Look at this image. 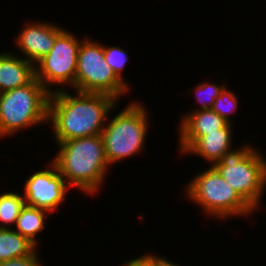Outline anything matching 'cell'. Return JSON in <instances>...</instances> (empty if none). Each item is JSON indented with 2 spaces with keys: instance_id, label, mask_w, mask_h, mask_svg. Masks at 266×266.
I'll return each instance as SVG.
<instances>
[{
  "instance_id": "obj_1",
  "label": "cell",
  "mask_w": 266,
  "mask_h": 266,
  "mask_svg": "<svg viewBox=\"0 0 266 266\" xmlns=\"http://www.w3.org/2000/svg\"><path fill=\"white\" fill-rule=\"evenodd\" d=\"M69 90L49 96L48 128L53 142L100 135L110 112L121 106L120 101L108 94Z\"/></svg>"
},
{
  "instance_id": "obj_2",
  "label": "cell",
  "mask_w": 266,
  "mask_h": 266,
  "mask_svg": "<svg viewBox=\"0 0 266 266\" xmlns=\"http://www.w3.org/2000/svg\"><path fill=\"white\" fill-rule=\"evenodd\" d=\"M55 143L57 152L51 160L68 186L88 196L97 195L111 169L101 134Z\"/></svg>"
},
{
  "instance_id": "obj_3",
  "label": "cell",
  "mask_w": 266,
  "mask_h": 266,
  "mask_svg": "<svg viewBox=\"0 0 266 266\" xmlns=\"http://www.w3.org/2000/svg\"><path fill=\"white\" fill-rule=\"evenodd\" d=\"M201 171L192 176L183 191L189 202L201 208L202 215L224 222L241 216L249 219L257 213L213 166Z\"/></svg>"
},
{
  "instance_id": "obj_4",
  "label": "cell",
  "mask_w": 266,
  "mask_h": 266,
  "mask_svg": "<svg viewBox=\"0 0 266 266\" xmlns=\"http://www.w3.org/2000/svg\"><path fill=\"white\" fill-rule=\"evenodd\" d=\"M121 110L113 116V112H110L101 133L105 155L111 168L112 165L144 152L151 126V115L145 103L135 99Z\"/></svg>"
},
{
  "instance_id": "obj_5",
  "label": "cell",
  "mask_w": 266,
  "mask_h": 266,
  "mask_svg": "<svg viewBox=\"0 0 266 266\" xmlns=\"http://www.w3.org/2000/svg\"><path fill=\"white\" fill-rule=\"evenodd\" d=\"M251 141L225 153L213 167L256 211L263 207L266 191L265 153Z\"/></svg>"
},
{
  "instance_id": "obj_6",
  "label": "cell",
  "mask_w": 266,
  "mask_h": 266,
  "mask_svg": "<svg viewBox=\"0 0 266 266\" xmlns=\"http://www.w3.org/2000/svg\"><path fill=\"white\" fill-rule=\"evenodd\" d=\"M49 96L35 77L22 87L0 93V139L48 124Z\"/></svg>"
},
{
  "instance_id": "obj_7",
  "label": "cell",
  "mask_w": 266,
  "mask_h": 266,
  "mask_svg": "<svg viewBox=\"0 0 266 266\" xmlns=\"http://www.w3.org/2000/svg\"><path fill=\"white\" fill-rule=\"evenodd\" d=\"M75 90L108 94L121 101L132 89L105 62L104 43L84 36L78 51Z\"/></svg>"
},
{
  "instance_id": "obj_8",
  "label": "cell",
  "mask_w": 266,
  "mask_h": 266,
  "mask_svg": "<svg viewBox=\"0 0 266 266\" xmlns=\"http://www.w3.org/2000/svg\"><path fill=\"white\" fill-rule=\"evenodd\" d=\"M74 31L64 29L52 49L35 65V78L50 92L75 90L78 51L81 41ZM57 86V87H56Z\"/></svg>"
},
{
  "instance_id": "obj_9",
  "label": "cell",
  "mask_w": 266,
  "mask_h": 266,
  "mask_svg": "<svg viewBox=\"0 0 266 266\" xmlns=\"http://www.w3.org/2000/svg\"><path fill=\"white\" fill-rule=\"evenodd\" d=\"M45 167L31 172L23 182L21 188L25 204L28 206L43 209L51 213L58 211L60 206L65 204L71 188L59 173L57 166L50 159Z\"/></svg>"
},
{
  "instance_id": "obj_10",
  "label": "cell",
  "mask_w": 266,
  "mask_h": 266,
  "mask_svg": "<svg viewBox=\"0 0 266 266\" xmlns=\"http://www.w3.org/2000/svg\"><path fill=\"white\" fill-rule=\"evenodd\" d=\"M22 29V30H21ZM64 27L48 21L25 22L13 40L17 48L15 54L35 65L52 49L56 37ZM20 52V53H19Z\"/></svg>"
},
{
  "instance_id": "obj_11",
  "label": "cell",
  "mask_w": 266,
  "mask_h": 266,
  "mask_svg": "<svg viewBox=\"0 0 266 266\" xmlns=\"http://www.w3.org/2000/svg\"><path fill=\"white\" fill-rule=\"evenodd\" d=\"M229 123L221 118L212 109L182 113L178 122V150L179 156L199 138L221 128H225ZM181 154V155H180Z\"/></svg>"
},
{
  "instance_id": "obj_12",
  "label": "cell",
  "mask_w": 266,
  "mask_h": 266,
  "mask_svg": "<svg viewBox=\"0 0 266 266\" xmlns=\"http://www.w3.org/2000/svg\"><path fill=\"white\" fill-rule=\"evenodd\" d=\"M233 127L235 126L229 123L225 128L207 132L206 135L199 137L182 156L191 155L197 158L201 156L200 159L205 160L208 166H213L225 153L236 148L233 142L235 139Z\"/></svg>"
},
{
  "instance_id": "obj_13",
  "label": "cell",
  "mask_w": 266,
  "mask_h": 266,
  "mask_svg": "<svg viewBox=\"0 0 266 266\" xmlns=\"http://www.w3.org/2000/svg\"><path fill=\"white\" fill-rule=\"evenodd\" d=\"M35 77L34 65L21 56L0 51V93L28 84Z\"/></svg>"
},
{
  "instance_id": "obj_14",
  "label": "cell",
  "mask_w": 266,
  "mask_h": 266,
  "mask_svg": "<svg viewBox=\"0 0 266 266\" xmlns=\"http://www.w3.org/2000/svg\"><path fill=\"white\" fill-rule=\"evenodd\" d=\"M49 215H52L46 210L39 209L36 207L25 206L21 209L20 215L18 216L14 230L19 232L23 237L27 238L32 242L38 249L40 239L38 236L44 232L47 228V218H50Z\"/></svg>"
},
{
  "instance_id": "obj_15",
  "label": "cell",
  "mask_w": 266,
  "mask_h": 266,
  "mask_svg": "<svg viewBox=\"0 0 266 266\" xmlns=\"http://www.w3.org/2000/svg\"><path fill=\"white\" fill-rule=\"evenodd\" d=\"M37 249L13 228H0V262L31 255Z\"/></svg>"
},
{
  "instance_id": "obj_16",
  "label": "cell",
  "mask_w": 266,
  "mask_h": 266,
  "mask_svg": "<svg viewBox=\"0 0 266 266\" xmlns=\"http://www.w3.org/2000/svg\"><path fill=\"white\" fill-rule=\"evenodd\" d=\"M24 206L21 191H0V228H13Z\"/></svg>"
},
{
  "instance_id": "obj_17",
  "label": "cell",
  "mask_w": 266,
  "mask_h": 266,
  "mask_svg": "<svg viewBox=\"0 0 266 266\" xmlns=\"http://www.w3.org/2000/svg\"><path fill=\"white\" fill-rule=\"evenodd\" d=\"M221 83L222 82H220V84L218 85L213 81L210 82L207 79L205 81L204 79L201 83H197L198 85L196 84L194 89H189L188 92H186L188 93L187 96L192 92V94H194V100H197L195 102L199 105L196 106V108L194 107V109H192L191 111L189 110L187 112L211 109L214 105L215 99L220 95L221 91L227 85L224 82L222 84Z\"/></svg>"
},
{
  "instance_id": "obj_18",
  "label": "cell",
  "mask_w": 266,
  "mask_h": 266,
  "mask_svg": "<svg viewBox=\"0 0 266 266\" xmlns=\"http://www.w3.org/2000/svg\"><path fill=\"white\" fill-rule=\"evenodd\" d=\"M232 88H228V85L224 87L220 95L215 99L214 105L211 108L221 118L225 119L228 123L234 124V114L238 111L239 100ZM233 115V117H231Z\"/></svg>"
},
{
  "instance_id": "obj_19",
  "label": "cell",
  "mask_w": 266,
  "mask_h": 266,
  "mask_svg": "<svg viewBox=\"0 0 266 266\" xmlns=\"http://www.w3.org/2000/svg\"><path fill=\"white\" fill-rule=\"evenodd\" d=\"M127 53L128 52L119 45L116 46L111 44V46H109L104 44L105 62L111 67L115 74L131 88L130 82L126 81V78L123 76L125 74L123 72H125L124 69H126L127 62L130 60Z\"/></svg>"
},
{
  "instance_id": "obj_20",
  "label": "cell",
  "mask_w": 266,
  "mask_h": 266,
  "mask_svg": "<svg viewBox=\"0 0 266 266\" xmlns=\"http://www.w3.org/2000/svg\"><path fill=\"white\" fill-rule=\"evenodd\" d=\"M41 255L42 254H40V251L37 249L31 255L0 262V266H44Z\"/></svg>"
},
{
  "instance_id": "obj_21",
  "label": "cell",
  "mask_w": 266,
  "mask_h": 266,
  "mask_svg": "<svg viewBox=\"0 0 266 266\" xmlns=\"http://www.w3.org/2000/svg\"><path fill=\"white\" fill-rule=\"evenodd\" d=\"M121 266H158V254L148 251L143 255L132 257Z\"/></svg>"
},
{
  "instance_id": "obj_22",
  "label": "cell",
  "mask_w": 266,
  "mask_h": 266,
  "mask_svg": "<svg viewBox=\"0 0 266 266\" xmlns=\"http://www.w3.org/2000/svg\"><path fill=\"white\" fill-rule=\"evenodd\" d=\"M178 262H174L173 260H170L167 258V256H162L158 254V266H180L181 264ZM182 266V265H181Z\"/></svg>"
}]
</instances>
